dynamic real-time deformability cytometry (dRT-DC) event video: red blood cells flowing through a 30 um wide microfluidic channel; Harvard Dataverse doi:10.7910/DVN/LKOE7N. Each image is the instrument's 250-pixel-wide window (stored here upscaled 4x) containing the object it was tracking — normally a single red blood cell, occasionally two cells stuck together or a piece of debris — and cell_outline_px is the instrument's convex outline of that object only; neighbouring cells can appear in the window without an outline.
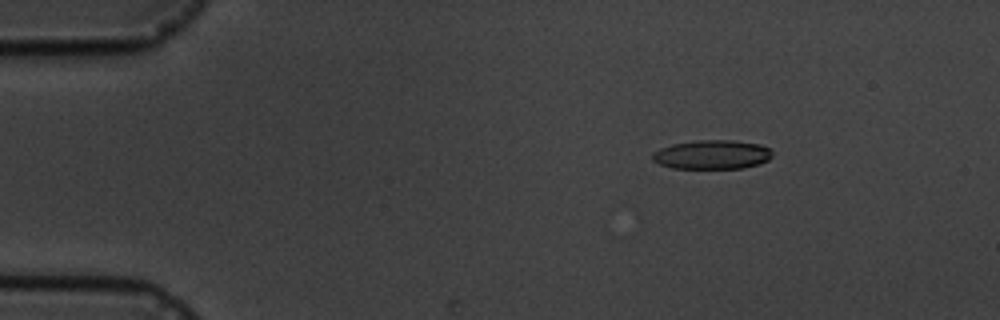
{"species": "common noctule bat (a hibernating species)", "species_latin": "Nyctalus noctula", "temperature_condition": "cold", "stored_images_in_passage": 4, "camera_frame_rate_fps": 3000, "um_per_image_px": 0.085, "animal": {"sex": "male", "body_mass_g": 19.5, "forearm_length_mm": 54.6}, "frame": {"image": 1, "passage_image": 2, "time_ms": 2.333, "image_size_px": [1000, 320], "cell_outline_px": [[772, 156], [768, 160], [760, 164], [744, 168], [672, 168], [660, 164], [652, 160], [652, 152], [660, 148], [672, 144], [696, 140], [732, 140], [760, 144], [768, 148], [772, 152]], "centroid_in_image_um": [60.52, 13.14], "position_along_channel_um": 24.5, "area_um2": 20.4}}